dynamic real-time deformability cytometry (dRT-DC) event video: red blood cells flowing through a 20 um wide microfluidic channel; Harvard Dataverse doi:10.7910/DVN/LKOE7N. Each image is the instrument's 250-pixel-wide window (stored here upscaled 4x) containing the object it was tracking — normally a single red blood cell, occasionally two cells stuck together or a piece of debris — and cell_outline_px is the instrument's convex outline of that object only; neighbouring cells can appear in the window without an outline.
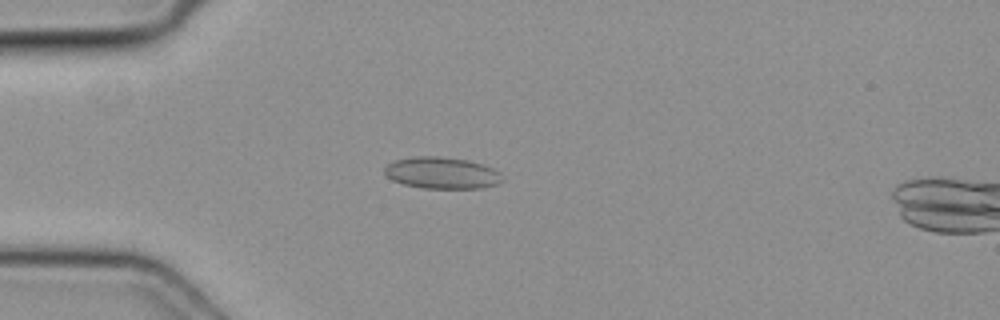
{"species": "common noctule bat (a hibernating species)", "species_latin": "Nyctalus noctula", "temperature_condition": "cold", "stored_images_in_passage": 50, "camera_frame_rate_fps": 3000, "um_per_image_px": 0.085, "animal": {"sex": "female", "body_mass_g": 19.3, "forearm_length_mm": 54.1}, "frame": {"image": 1, "passage_image": 14, "time_ms": 4.333, "image_size_px": [1000, 320], "cell_outline_px": [[504, 180], [500, 184], [484, 188], [420, 188], [404, 184], [392, 180], [384, 172], [384, 168], [388, 164], [396, 160], [416, 156], [440, 156], [468, 160], [492, 168], [500, 172]], "centroid_in_image_um": [37.59, 14.71], "position_along_channel_um": 47.4, "area_um2": 21.79}}
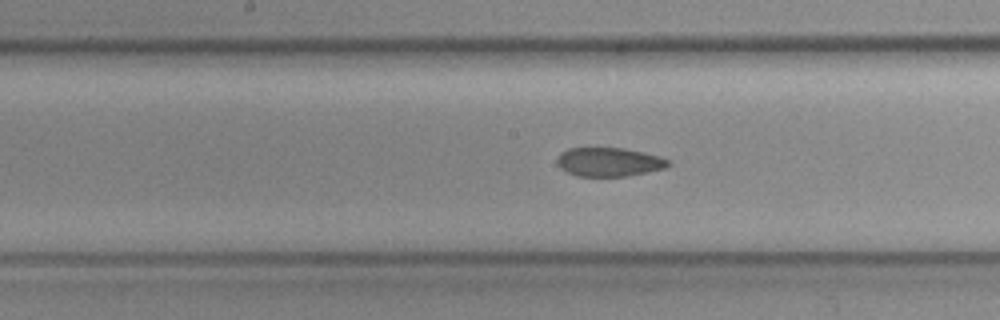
{"frame": {"image": 2, "passage_image": 26, "time_ms": 8.333, "image_size_px": [1000, 320], "cell_outline_px": [[672, 164], [664, 168], [648, 172], [628, 176], [576, 176], [560, 168], [556, 164], [556, 160], [560, 152], [568, 148], [624, 148], [644, 152], [660, 156], [668, 160]], "centroid_in_image_um": [51.75, 13.76], "position_along_channel_um": 196.4, "area_um2": 18.84}}
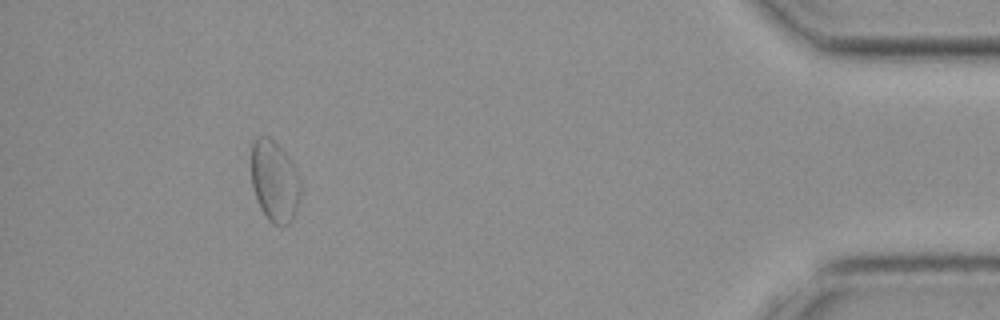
{"frame": {"image": 3, "passage_image": 46, "time_ms": 15.0, "image_size_px": [1000, 320], "cell_outline_px": [[300, 196], [296, 212], [292, 220], [288, 224], [272, 224], [268, 220], [260, 208], [252, 188], [252, 144], [260, 136], [268, 136], [288, 156], [296, 168], [300, 180]], "centroid_in_image_um": [23.35, 15.43], "position_along_channel_um": 411.9, "area_um2": 23.24}}